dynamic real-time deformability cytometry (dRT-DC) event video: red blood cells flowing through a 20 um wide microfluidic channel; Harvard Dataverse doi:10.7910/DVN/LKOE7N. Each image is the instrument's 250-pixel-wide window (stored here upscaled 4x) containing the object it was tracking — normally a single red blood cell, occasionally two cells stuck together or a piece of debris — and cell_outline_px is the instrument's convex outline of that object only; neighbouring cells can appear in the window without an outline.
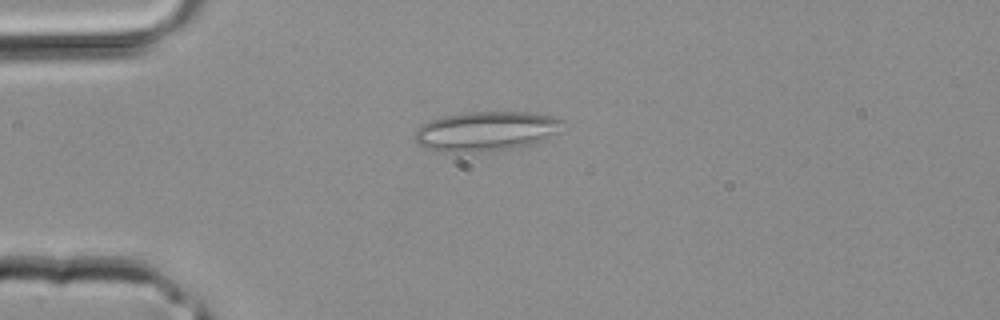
{"species": "common noctule bat (a hibernating species)", "species_latin": "Nyctalus noctula", "temperature_condition": "room temperature", "stored_images_in_passage": 2, "camera_frame_rate_fps": 3000, "um_per_image_px": 0.085, "animal": {"sex": "male", "body_mass_g": 20.4}, "frame": {"image": 1, "passage_image": 2, "time_ms": 0.333, "image_size_px": [1000, 320], "cell_outline_px": [[564, 120], [560, 132], [556, 136], [544, 140], [512, 148], [480, 152], [444, 152], [424, 148], [416, 140], [416, 128], [420, 124], [428, 120], [444, 116], [468, 112], [532, 112], [552, 116]], "centroid_in_image_um": [41.34, 11.14], "position_along_channel_um": 43.7, "area_um2": 34.39}}